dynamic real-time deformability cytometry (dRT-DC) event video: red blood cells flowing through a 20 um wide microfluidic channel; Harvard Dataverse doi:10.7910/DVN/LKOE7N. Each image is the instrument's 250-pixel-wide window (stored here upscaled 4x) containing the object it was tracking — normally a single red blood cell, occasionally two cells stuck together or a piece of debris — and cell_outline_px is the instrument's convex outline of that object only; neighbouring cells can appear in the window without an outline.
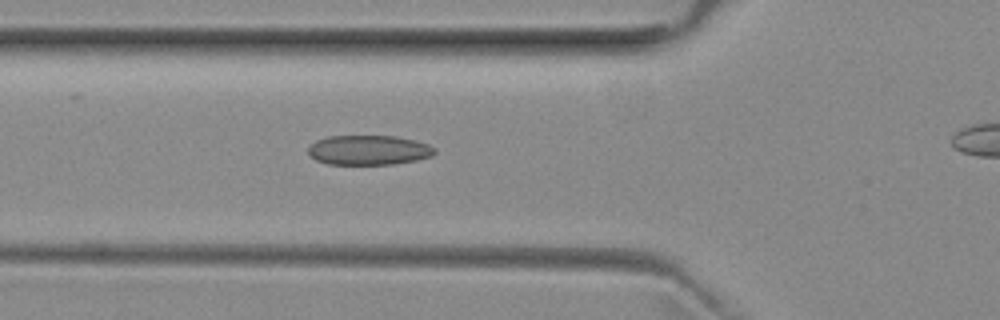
{"species": "common noctule bat (a hibernating species)", "species_latin": "Nyctalus noctula", "temperature_condition": "room temperature", "stored_images_in_passage": 37, "camera_frame_rate_fps": 3000, "um_per_image_px": 0.085, "animal": {"sex": "female", "body_mass_g": 29.2, "forearm_length_mm": 56.3}, "frame": {"image": 1, "passage_image": 11, "time_ms": 3.333, "image_size_px": [1000, 320], "cell_outline_px": [[436, 152], [432, 156], [416, 160], [392, 164], [328, 164], [316, 160], [308, 156], [308, 148], [316, 140], [328, 136], [396, 136], [428, 144], [436, 148]], "centroid_in_image_um": [31.32, 12.76], "position_along_channel_um": 94.5, "area_um2": 21.91}}
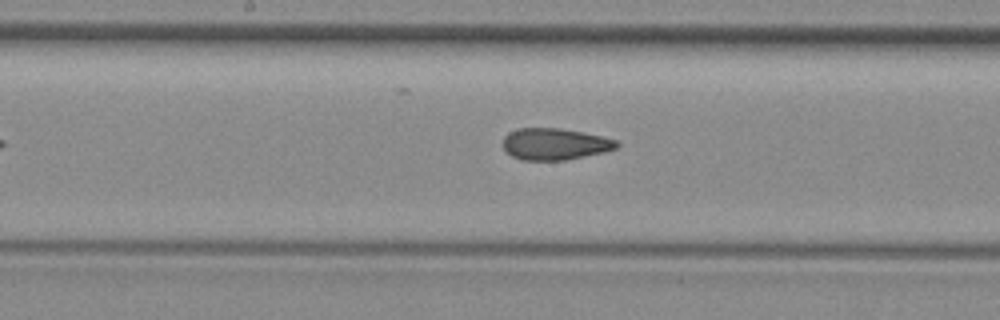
{"frame": {"image": 2, "passage_image": 19, "time_ms": 6.0, "image_size_px": [1000, 320], "cell_outline_px": [[620, 144], [616, 148], [604, 152], [564, 160], [520, 160], [512, 156], [504, 148], [504, 136], [508, 132], [520, 128], [560, 128], [600, 136], [616, 140]], "centroid_in_image_um": [47.14, 12.24], "position_along_channel_um": 201.1, "area_um2": 20.75}}
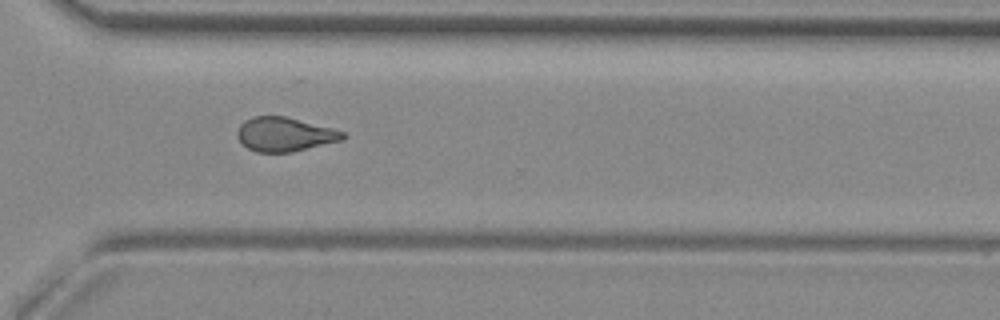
{"frame": {"image": 3, "passage_image": 30, "time_ms": 9.667, "image_size_px": [1000, 320], "cell_outline_px": [[348, 136], [344, 140], [292, 152], [256, 152], [248, 148], [236, 136], [236, 132], [240, 124], [244, 120], [252, 116], [284, 116], [332, 128], [344, 132]], "centroid_in_image_um": [24.2, 11.42], "position_along_channel_um": 346.4, "area_um2": 21.04}}